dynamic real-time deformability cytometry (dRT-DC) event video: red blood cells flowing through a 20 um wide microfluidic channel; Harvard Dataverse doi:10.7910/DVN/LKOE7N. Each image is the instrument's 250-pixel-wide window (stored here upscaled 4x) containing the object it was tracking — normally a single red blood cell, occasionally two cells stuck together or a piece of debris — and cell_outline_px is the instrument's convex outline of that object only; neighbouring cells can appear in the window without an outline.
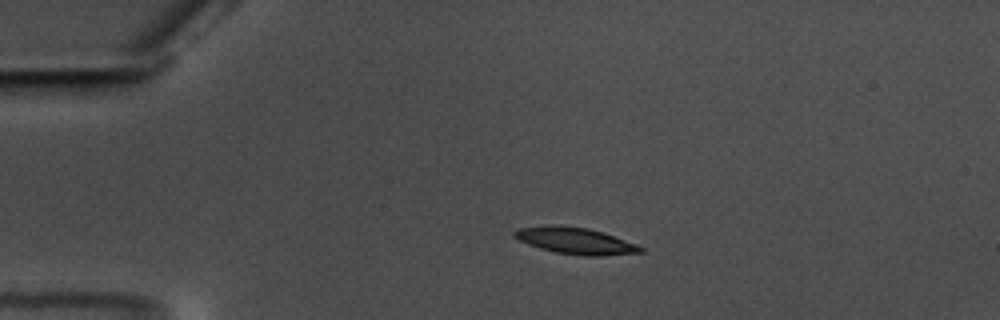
{"species": "common noctule bat (a hibernating species)", "species_latin": "Nyctalus noctula", "temperature_condition": "warm", "stored_images_in_passage": 46, "camera_frame_rate_fps": 3000, "um_per_image_px": 0.085, "animal": {"sex": "male", "body_mass_g": 17.5, "forearm_length_mm": 52.3}, "frame": {"image": 1, "passage_image": 1, "time_ms": 0.0, "image_size_px": [1000, 320], "cell_outline_px": [[644, 252], [600, 256], [584, 256], [556, 252], [540, 248], [528, 244], [512, 236], [512, 232], [516, 228], [552, 224], [588, 228], [636, 244], [644, 248]], "centroid_in_image_um": [48.85, 20.46], "position_along_channel_um": 36.1, "area_um2": 19.42}}
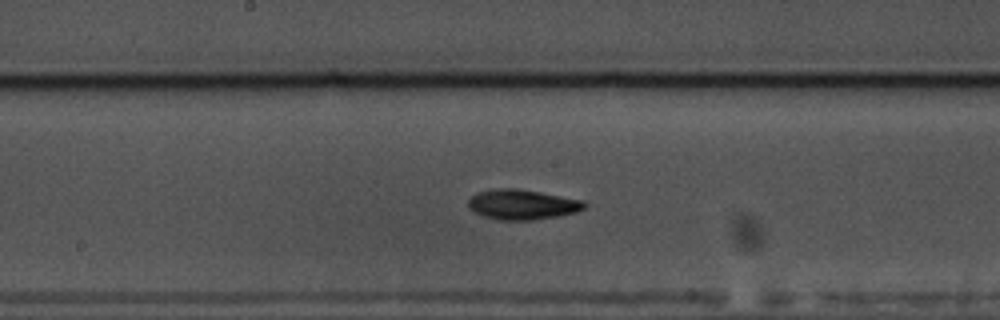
{"frame": {"image": 2, "passage_image": 19, "time_ms": 6.0, "image_size_px": [1000, 320], "cell_outline_px": [[588, 204], [584, 208], [576, 212], [560, 216], [532, 220], [500, 220], [484, 216], [468, 208], [468, 200], [472, 196], [480, 192], [496, 188], [516, 188], [540, 192], [584, 200]], "centroid_in_image_um": [44.43, 17.38], "position_along_channel_um": 203.8, "area_um2": 20.35}}
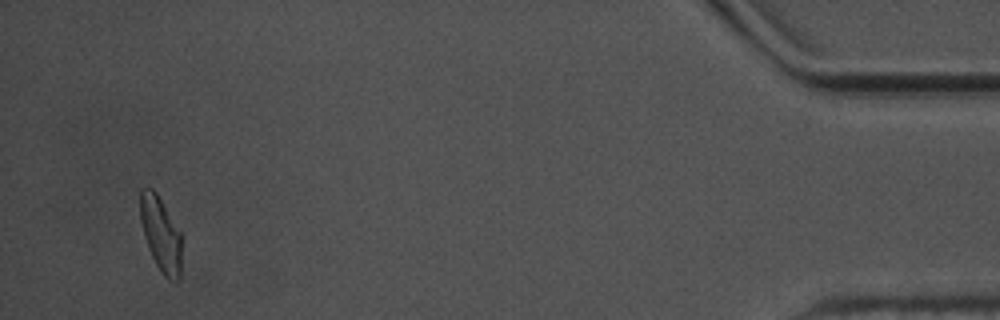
{"frame": {"image": 3, "passage_image": 44, "time_ms": 14.333, "image_size_px": [1000, 320], "cell_outline_px": [[180, 280], [176, 284], [168, 280], [160, 272], [148, 248], [140, 220], [140, 188], [152, 188], [156, 192], [180, 232]], "centroid_in_image_um": [13.65, 19.94], "position_along_channel_um": 421.5, "area_um2": 17.92}, "authors_computed_cell_mechanics": {"area_um2": 18.8717, "velocity_mm_per_s": 3.5197, "shape_relaxation_time_tau1_ms": 4.151, "shape_relaxation_time_tau2_ms": 2.6313, "deformation_change_tau1": 0.1481, "deformation_change_tau2": 0.08}}